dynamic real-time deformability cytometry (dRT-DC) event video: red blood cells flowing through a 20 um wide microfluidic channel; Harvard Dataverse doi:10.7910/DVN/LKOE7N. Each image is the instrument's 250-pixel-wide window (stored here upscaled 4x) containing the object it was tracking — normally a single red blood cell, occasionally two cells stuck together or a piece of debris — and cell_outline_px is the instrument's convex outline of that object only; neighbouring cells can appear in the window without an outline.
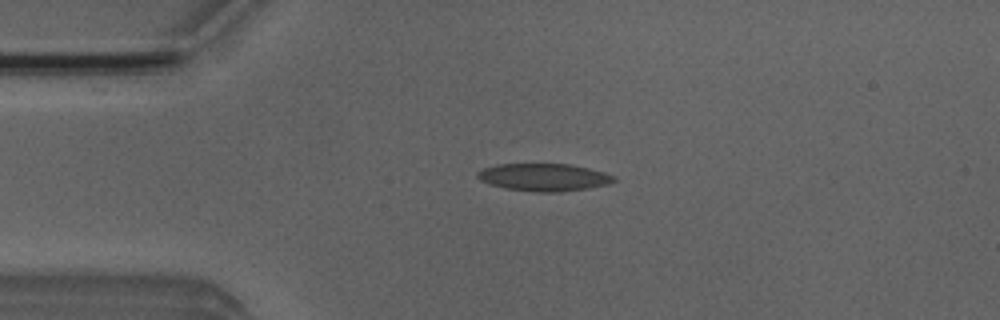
{"species": "Egyptian fruit bat (a non-hibernating species)", "species_latin": "Rousettus aegyptiacus", "temperature_condition": "room temperature", "stored_images_in_passage": 7, "camera_frame_rate_fps": 3000, "um_per_image_px": 0.085, "animal": {"sex": "male"}, "frame": {"image": 1, "passage_image": 4, "time_ms": 3.333, "image_size_px": [1000, 320], "cell_outline_px": [[616, 180], [608, 184], [588, 188], [560, 192], [536, 192], [504, 188], [488, 184], [480, 180], [476, 176], [476, 172], [484, 168], [496, 164], [572, 164], [604, 172], [616, 176]], "centroid_in_image_um": [46.21, 15.06], "position_along_channel_um": 38.8, "area_um2": 22.02}}